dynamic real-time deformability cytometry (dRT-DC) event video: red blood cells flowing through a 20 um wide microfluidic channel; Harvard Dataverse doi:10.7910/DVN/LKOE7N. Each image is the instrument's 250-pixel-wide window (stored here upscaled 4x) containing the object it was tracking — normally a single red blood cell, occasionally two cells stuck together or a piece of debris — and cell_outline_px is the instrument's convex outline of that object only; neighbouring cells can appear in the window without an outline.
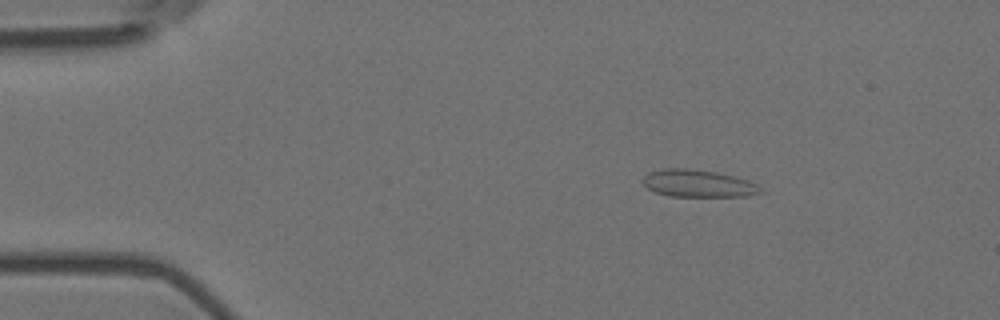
{"species": "Egyptian fruit bat (a non-hibernating species)", "species_latin": "Rousettus aegyptiacus", "temperature_condition": "room temperature", "stored_images_in_passage": 5, "camera_frame_rate_fps": 3000, "um_per_image_px": 0.085, "animal": {"sex": "female"}, "frame": {"image": 1, "passage_image": 3, "time_ms": 0.667, "image_size_px": [1000, 320], "cell_outline_px": [[764, 192], [748, 196], [668, 196], [656, 192], [648, 188], [640, 180], [648, 172], [664, 168], [688, 168], [716, 172], [748, 180], [756, 184]], "centroid_in_image_um": [59.31, 15.59], "position_along_channel_um": 25.7, "area_um2": 18.73}}